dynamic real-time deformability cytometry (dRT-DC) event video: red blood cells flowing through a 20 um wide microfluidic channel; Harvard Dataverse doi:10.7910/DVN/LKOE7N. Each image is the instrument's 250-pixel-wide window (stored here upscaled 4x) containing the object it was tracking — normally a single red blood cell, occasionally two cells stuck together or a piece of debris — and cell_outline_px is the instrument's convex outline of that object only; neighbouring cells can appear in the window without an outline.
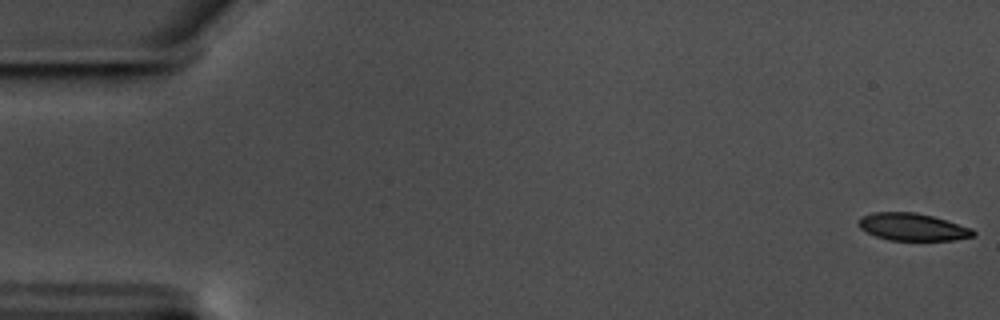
{"species": "common noctule bat (a hibernating species)", "species_latin": "Nyctalus noctula", "temperature_condition": "warm", "stored_images_in_passage": 18, "camera_frame_rate_fps": 3000, "um_per_image_px": 0.085, "animal": {"sex": "male", "body_mass_g": 17.5, "forearm_length_mm": 52.3}, "frame": {"image": 1, "passage_image": 1, "time_ms": 0.0, "image_size_px": [1000, 320], "cell_outline_px": [[976, 236], [952, 240], [888, 240], [876, 236], [860, 228], [856, 224], [860, 216], [872, 212], [916, 212], [932, 216], [972, 228], [976, 232]], "centroid_in_image_um": [77.54, 19.28], "position_along_channel_um": 7.5, "area_um2": 18.38}}